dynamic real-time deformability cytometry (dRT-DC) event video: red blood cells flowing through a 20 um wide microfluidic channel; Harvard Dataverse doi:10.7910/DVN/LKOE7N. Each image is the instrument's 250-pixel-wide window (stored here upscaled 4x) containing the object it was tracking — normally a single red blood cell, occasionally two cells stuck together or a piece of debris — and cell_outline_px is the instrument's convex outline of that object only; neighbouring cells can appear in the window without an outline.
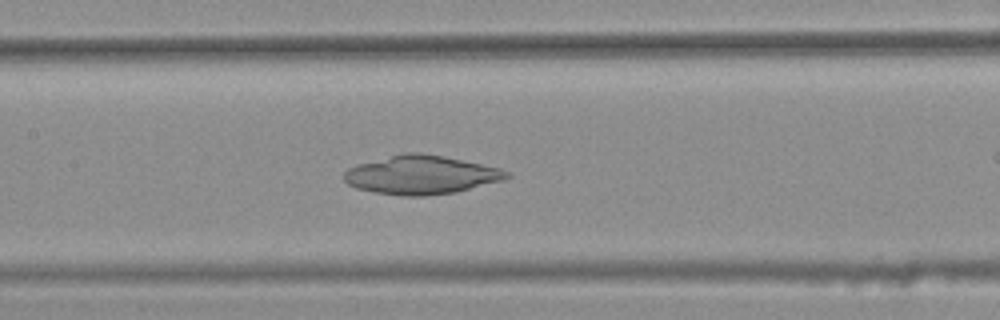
{"species": "common noctule bat (a hibernating species)", "species_latin": "Nyctalus noctula", "temperature_condition": "warm", "stored_images_in_passage": 46, "camera_frame_rate_fps": 3000, "um_per_image_px": 0.085, "animal": {"sex": "female", "body_mass_g": 25.1}, "frame": {"image": 1, "passage_image": 25, "time_ms": 8.0, "image_size_px": [1000, 320], "cell_outline_px": [[512, 176], [504, 180], [456, 192], [428, 196], [400, 196], [376, 192], [356, 188], [348, 184], [344, 180], [344, 172], [348, 168], [360, 164], [404, 152], [416, 152], [440, 156], [500, 168], [508, 172]], "centroid_in_image_um": [35.8, 14.88], "position_along_channel_um": 171.6, "area_um2": 36.3}}
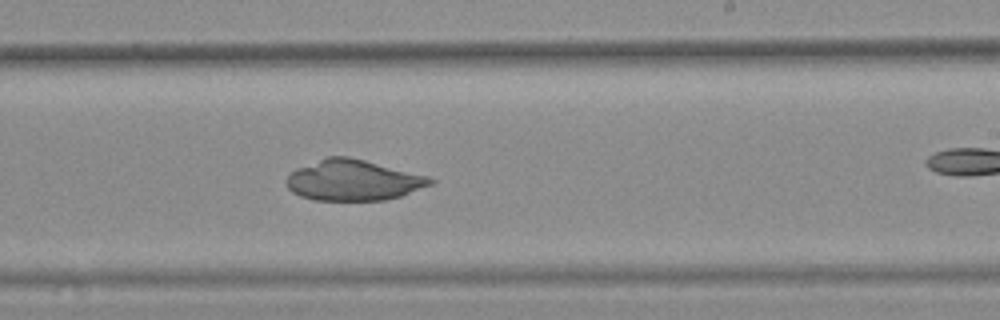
{"frame": {"image": 2, "passage_image": 32, "time_ms": 10.333, "image_size_px": [1000, 320], "cell_outline_px": [[436, 180], [432, 184], [400, 196], [384, 200], [316, 200], [300, 196], [292, 192], [288, 188], [284, 180], [296, 168], [328, 156], [348, 156], [428, 176]], "centroid_in_image_um": [30.0, 15.32], "position_along_channel_um": 259.0, "area_um2": 33.93}}
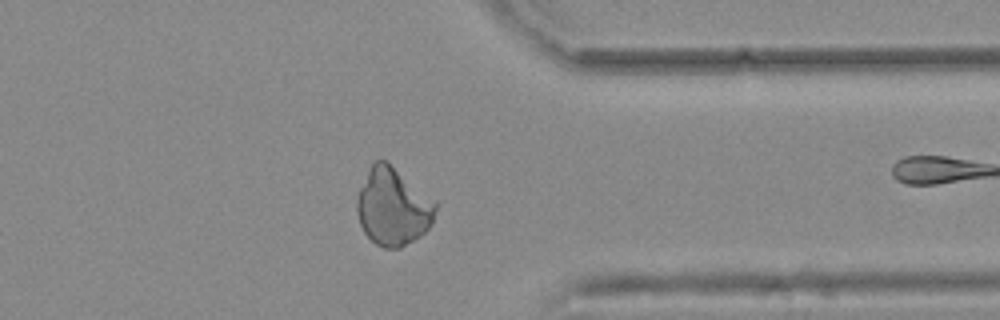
{"frame": {"image": 3, "passage_image": 42, "time_ms": 13.667, "image_size_px": [1000, 320], "cell_outline_px": [[436, 208], [432, 224], [420, 236], [400, 248], [384, 248], [376, 244], [364, 232], [360, 224], [356, 212], [356, 200], [360, 188], [372, 164], [376, 160], [384, 160], [436, 200]], "centroid_in_image_um": [33.4, 17.61], "position_along_channel_um": 378.0, "area_um2": 35.14}}